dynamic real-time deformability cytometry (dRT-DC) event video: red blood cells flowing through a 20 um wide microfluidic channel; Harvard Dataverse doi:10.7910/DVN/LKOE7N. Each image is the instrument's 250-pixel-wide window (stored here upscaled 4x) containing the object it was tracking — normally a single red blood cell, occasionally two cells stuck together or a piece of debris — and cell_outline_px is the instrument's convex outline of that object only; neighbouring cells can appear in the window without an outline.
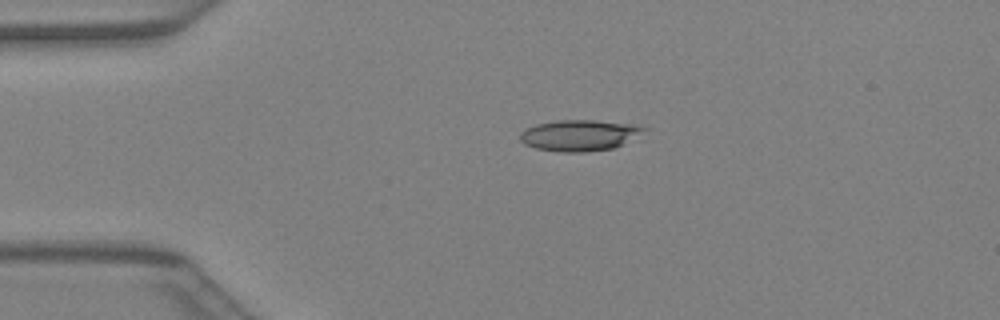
{"species": "Egyptian fruit bat (a non-hibernating species)", "species_latin": "Rousettus aegyptiacus", "temperature_condition": "warm", "stored_images_in_passage": 13, "camera_frame_rate_fps": 3000, "um_per_image_px": 0.085, "animal": {"sex": "female"}, "frame": {"image": 1, "passage_image": 1, "time_ms": 0.0, "image_size_px": [1000, 320], "cell_outline_px": [[648, 128], [644, 140], [612, 148], [588, 152], [560, 152], [536, 148], [524, 144], [520, 140], [520, 132], [536, 124], [556, 120], [592, 120], [632, 124]], "centroid_in_image_um": [49.42, 11.51], "position_along_channel_um": 35.6, "area_um2": 23.24}}
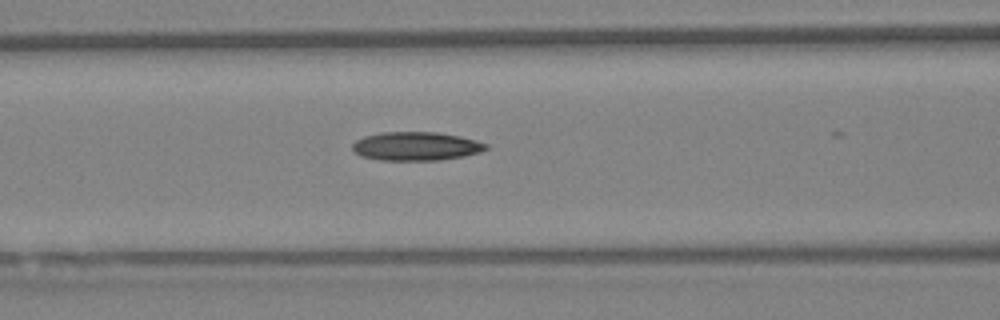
{"frame": {"image": 2, "passage_image": 9, "time_ms": 2.667, "image_size_px": [1000, 320], "cell_outline_px": [[488, 148], [480, 152], [464, 156], [440, 160], [380, 160], [360, 156], [352, 148], [352, 144], [356, 140], [364, 136], [380, 132], [436, 132], [460, 136], [476, 140], [488, 144]], "centroid_in_image_um": [35.36, 12.42], "position_along_channel_um": 131.2, "area_um2": 22.37}}
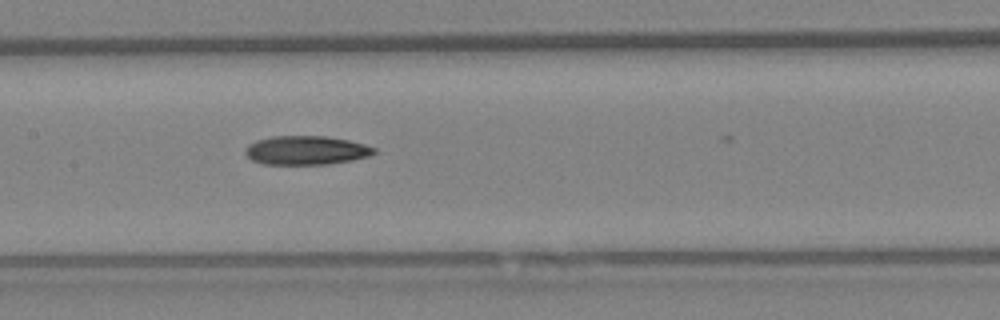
{"frame": {"image": 3, "passage_image": 12, "time_ms": 3.667, "image_size_px": [1000, 320], "cell_outline_px": [[376, 152], [368, 156], [352, 160], [328, 164], [264, 164], [252, 160], [244, 152], [244, 148], [248, 144], [256, 140], [272, 136], [328, 136], [348, 140], [364, 144], [376, 148]], "centroid_in_image_um": [26.0, 12.77], "position_along_channel_um": 181.4, "area_um2": 21.73}}